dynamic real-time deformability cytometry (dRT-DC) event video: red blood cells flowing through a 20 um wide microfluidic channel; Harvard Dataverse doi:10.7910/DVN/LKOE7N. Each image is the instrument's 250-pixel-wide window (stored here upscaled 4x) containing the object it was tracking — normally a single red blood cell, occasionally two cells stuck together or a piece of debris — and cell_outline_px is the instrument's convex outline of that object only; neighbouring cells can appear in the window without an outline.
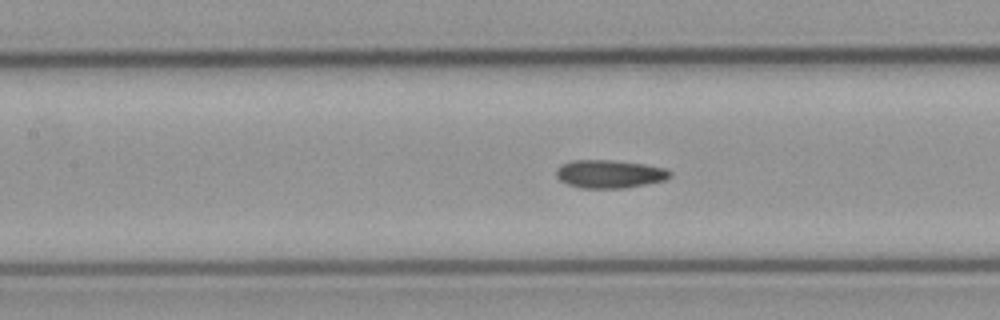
{"species": "common noctule bat (a hibernating species)", "species_latin": "Nyctalus noctula", "temperature_condition": "cold", "stored_images_in_passage": 12, "camera_frame_rate_fps": 3000, "um_per_image_px": 0.085, "animal": {"sex": "male", "body_mass_g": 23.1, "forearm_length_mm": 52.7}, "frame": {"image": 1, "passage_image": 10, "time_ms": 3.0, "image_size_px": [1000, 320], "cell_outline_px": [[672, 176], [664, 180], [648, 184], [624, 188], [580, 188], [568, 184], [560, 180], [556, 176], [556, 168], [560, 164], [572, 160], [612, 160], [644, 164], [668, 168], [672, 172]], "centroid_in_image_um": [51.83, 14.78], "position_along_channel_um": 155.6, "area_um2": 18.9}}